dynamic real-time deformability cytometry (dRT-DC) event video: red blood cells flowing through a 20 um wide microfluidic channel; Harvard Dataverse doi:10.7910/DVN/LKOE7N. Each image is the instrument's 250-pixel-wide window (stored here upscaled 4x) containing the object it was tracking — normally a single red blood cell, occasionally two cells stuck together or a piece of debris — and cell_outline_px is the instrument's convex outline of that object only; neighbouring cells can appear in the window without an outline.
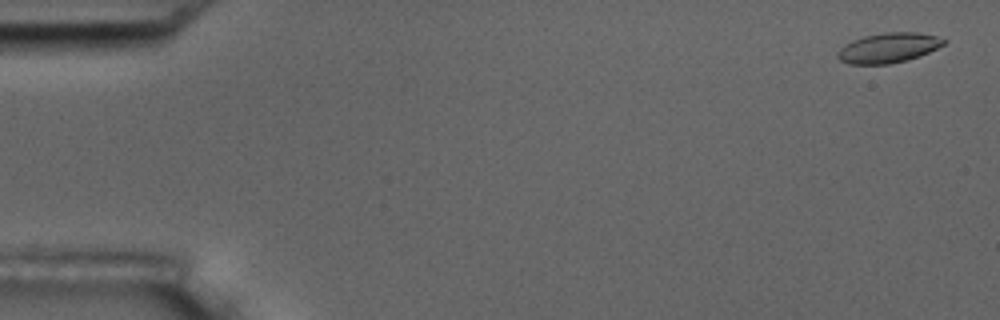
{"species": "common noctule bat (a hibernating species)", "species_latin": "Nyctalus noctula", "temperature_condition": "room temperature", "stored_images_in_passage": 6, "camera_frame_rate_fps": 3000, "um_per_image_px": 0.085, "animal": {"sex": "male", "body_mass_g": 17.5, "forearm_length_mm": 52.3}, "frame": {"image": 1, "passage_image": 1, "time_ms": 0.0, "image_size_px": [1000, 320], "cell_outline_px": [[948, 40], [944, 44], [920, 56], [908, 60], [888, 64], [848, 64], [840, 60], [836, 56], [836, 52], [844, 44], [852, 40], [864, 36], [884, 32], [916, 32], [936, 36]], "centroid_in_image_um": [75.48, 4.06], "position_along_channel_um": 9.5, "area_um2": 18.61}}
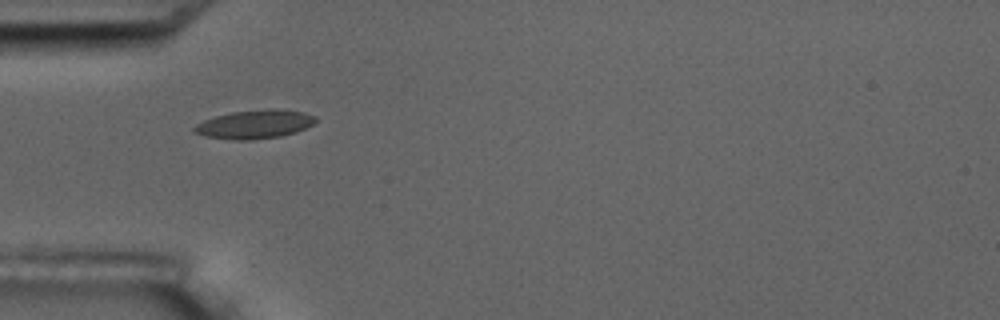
{"frame": {"image": 2, "passage_image": 5, "time_ms": 5.333, "image_size_px": [1000, 320], "cell_outline_px": [[316, 120], [312, 124], [296, 132], [280, 136], [252, 140], [232, 140], [204, 136], [196, 132], [192, 128], [196, 124], [204, 120], [216, 116], [232, 112], [272, 108], [304, 112], [316, 116]], "centroid_in_image_um": [21.64, 10.56], "position_along_channel_um": 63.4, "area_um2": 20.17}}